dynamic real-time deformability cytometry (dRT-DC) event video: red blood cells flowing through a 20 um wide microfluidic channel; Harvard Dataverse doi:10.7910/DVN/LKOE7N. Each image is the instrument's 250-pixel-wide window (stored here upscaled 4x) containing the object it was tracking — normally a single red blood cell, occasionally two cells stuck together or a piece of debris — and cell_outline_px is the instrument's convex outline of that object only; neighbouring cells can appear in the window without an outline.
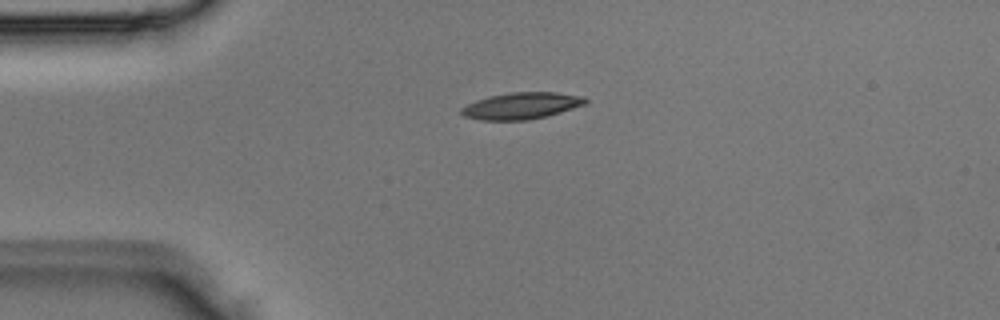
{"species": "Egyptian fruit bat (a non-hibernating species)", "species_latin": "Rousettus aegyptiacus", "temperature_condition": "room temperature", "stored_images_in_passage": 2, "camera_frame_rate_fps": 3000, "um_per_image_px": 0.085, "animal": {"sex": "male"}, "frame": {"image": 1, "passage_image": 1, "time_ms": 0.0, "image_size_px": [1000, 320], "cell_outline_px": [[588, 104], [548, 116], [528, 120], [480, 120], [464, 116], [460, 112], [460, 108], [476, 100], [488, 96], [512, 92], [556, 92], [580, 96], [588, 100]], "centroid_in_image_um": [44.33, 8.99], "position_along_channel_um": 40.7, "area_um2": 19.36}}